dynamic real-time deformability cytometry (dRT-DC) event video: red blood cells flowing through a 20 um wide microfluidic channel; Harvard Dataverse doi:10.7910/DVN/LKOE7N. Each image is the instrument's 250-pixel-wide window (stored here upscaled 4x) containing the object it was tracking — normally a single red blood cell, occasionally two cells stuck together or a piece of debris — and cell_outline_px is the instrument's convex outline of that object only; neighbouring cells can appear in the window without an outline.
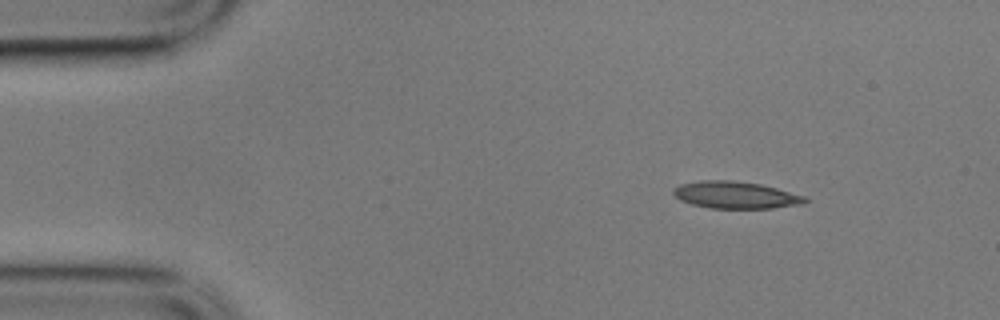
{"species": "common noctule bat (a hibernating species)", "species_latin": "Nyctalus noctula", "temperature_condition": "cold", "stored_images_in_passage": 3, "camera_frame_rate_fps": 3000, "um_per_image_px": 0.085, "animal": {"sex": "male", "body_mass_g": 17.9}, "frame": {"image": 1, "passage_image": 1, "time_ms": 0.0, "image_size_px": [1000, 320], "cell_outline_px": [[808, 200], [804, 204], [772, 208], [708, 208], [692, 204], [680, 200], [672, 192], [672, 188], [680, 184], [700, 180], [732, 180], [760, 184], [776, 188], [804, 196]], "centroid_in_image_um": [62.49, 16.57], "position_along_channel_um": 22.5, "area_um2": 20.75}}